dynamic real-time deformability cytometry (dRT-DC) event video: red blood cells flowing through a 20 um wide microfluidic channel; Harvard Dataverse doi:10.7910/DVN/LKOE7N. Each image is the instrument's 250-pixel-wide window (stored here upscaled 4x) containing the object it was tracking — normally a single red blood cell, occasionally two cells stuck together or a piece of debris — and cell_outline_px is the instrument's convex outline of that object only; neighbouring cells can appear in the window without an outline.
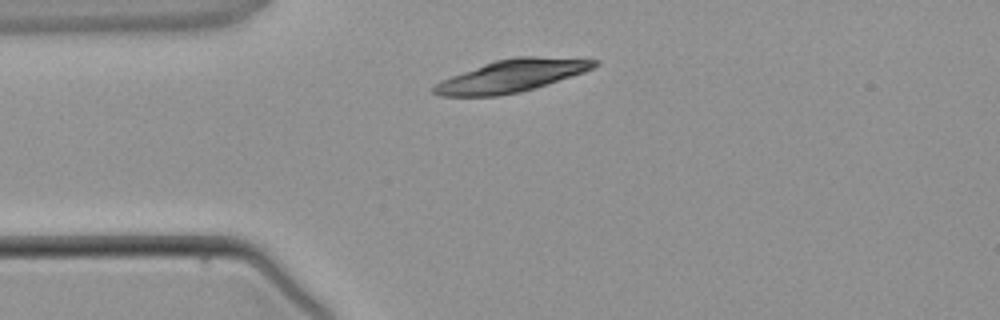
{"species": "common noctule bat (a hibernating species)", "species_latin": "Nyctalus noctula", "temperature_condition": "warm", "stored_images_in_passage": 5, "segment_of_instrument_passage": [2, 2], "camera_frame_rate_fps": 3000, "um_per_image_px": 0.085, "animal": {"sex": "male", "body_mass_g": 21.5, "forearm_length_mm": 52.0}, "frame": {"image": 1, "passage_image": 5, "time_ms": 4.667, "image_size_px": [1000, 320], "cell_outline_px": [[600, 64], [584, 72], [536, 88], [520, 92], [500, 96], [440, 96], [432, 92], [432, 88], [440, 80], [484, 64], [496, 60], [516, 56], [532, 56], [600, 60]], "centroid_in_image_um": [43.49, 6.46], "position_along_channel_um": 41.5, "area_um2": 30.17}}